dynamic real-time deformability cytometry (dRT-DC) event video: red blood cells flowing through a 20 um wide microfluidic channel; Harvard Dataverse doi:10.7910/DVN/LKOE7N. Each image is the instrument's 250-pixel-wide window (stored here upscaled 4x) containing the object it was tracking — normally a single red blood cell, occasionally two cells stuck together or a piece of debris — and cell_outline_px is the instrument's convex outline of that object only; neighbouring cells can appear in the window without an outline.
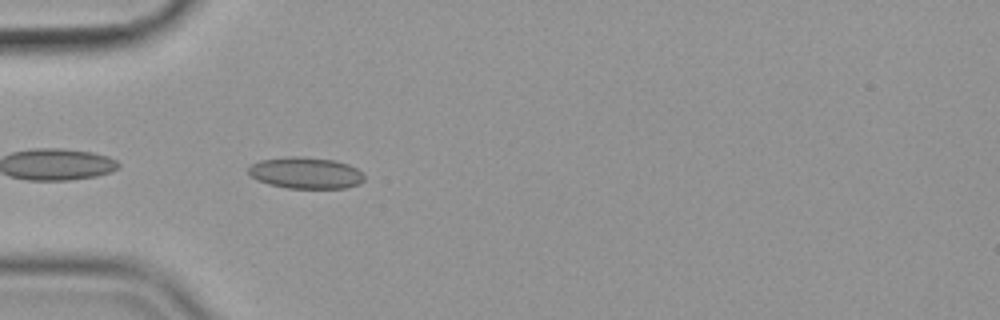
{"species": "common noctule bat (a hibernating species)", "species_latin": "Nyctalus noctula", "temperature_condition": "cold", "stored_images_in_passage": 41, "camera_frame_rate_fps": 3000, "um_per_image_px": 0.085, "animal": {"sex": "female", "body_mass_g": 19.9}, "frame": {"image": 1, "passage_image": 2, "time_ms": 0.333, "image_size_px": [1000, 320], "cell_outline_px": [[364, 180], [360, 184], [344, 188], [288, 188], [268, 184], [256, 180], [248, 172], [248, 168], [252, 164], [260, 160], [288, 156], [304, 156], [336, 160], [348, 164], [356, 168], [364, 176]], "centroid_in_image_um": [25.98, 14.69], "position_along_channel_um": 59.0, "area_um2": 21.39}}
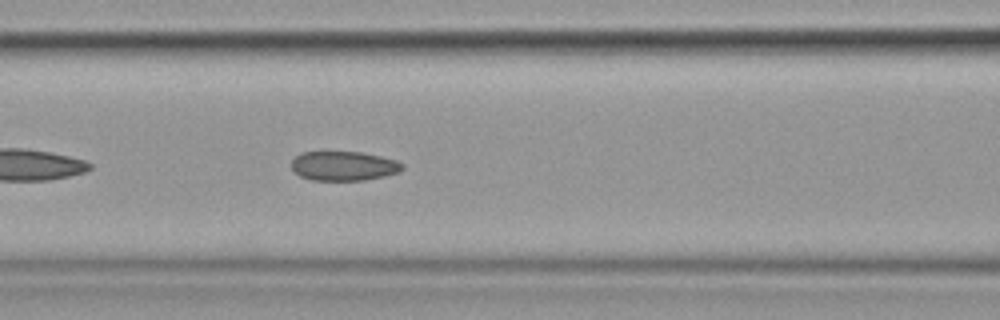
{"frame": {"image": 2, "passage_image": 9, "time_ms": 2.667, "image_size_px": [1000, 320], "cell_outline_px": [[404, 168], [400, 172], [384, 176], [364, 180], [312, 180], [300, 176], [292, 168], [292, 160], [300, 152], [360, 152], [380, 156], [396, 160], [404, 164]], "centroid_in_image_um": [29.24, 14.1], "position_along_channel_um": 137.4, "area_um2": 18.96}}
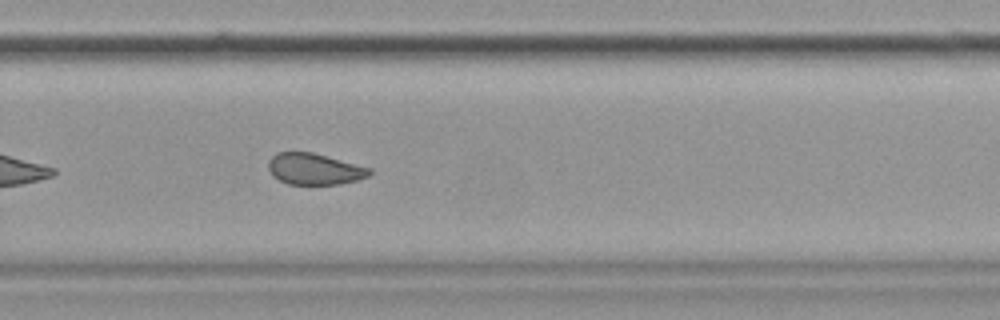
{"frame": {"image": 3, "passage_image": 23, "time_ms": 7.333, "image_size_px": [1000, 320], "cell_outline_px": [[372, 172], [368, 176], [356, 180], [340, 184], [288, 184], [272, 176], [268, 168], [268, 160], [276, 152], [312, 152], [372, 168]], "centroid_in_image_um": [26.71, 14.36], "position_along_channel_um": 303.1, "area_um2": 18.5}, "authors_computed_cell_mechanics": {"area_um2": 19.5942, "velocity_mm_per_s": 3.5685, "shape_relaxation_time_tau1_ms": null, "shape_relaxation_time_tau2_ms": 2.5245, "deformation_change_tau1": null, "deformation_change_tau2": 0.076}}